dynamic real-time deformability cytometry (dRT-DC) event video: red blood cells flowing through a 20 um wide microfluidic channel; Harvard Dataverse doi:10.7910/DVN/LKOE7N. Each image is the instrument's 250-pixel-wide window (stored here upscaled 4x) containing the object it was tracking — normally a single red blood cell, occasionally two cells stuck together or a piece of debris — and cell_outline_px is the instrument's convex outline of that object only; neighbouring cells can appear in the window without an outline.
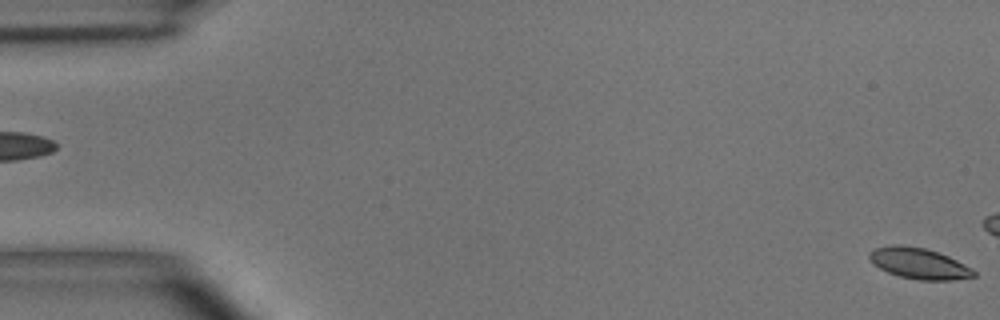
{"species": "common noctule bat (a hibernating species)", "species_latin": "Nyctalus noctula", "temperature_condition": "room temperature", "stored_images_in_passage": 10, "camera_frame_rate_fps": 3000, "um_per_image_px": 0.085, "animal": {"sex": "male", "body_mass_g": 15.6}, "frame": {"image": 1, "passage_image": 1, "time_ms": 0.0, "image_size_px": [1000, 320], "cell_outline_px": [[976, 276], [952, 280], [920, 280], [900, 276], [888, 272], [880, 268], [868, 256], [868, 252], [876, 248], [892, 244], [904, 244], [924, 248], [948, 256], [972, 268], [976, 272]], "centroid_in_image_um": [78.12, 22.38], "position_along_channel_um": 6.9, "area_um2": 18.67}}
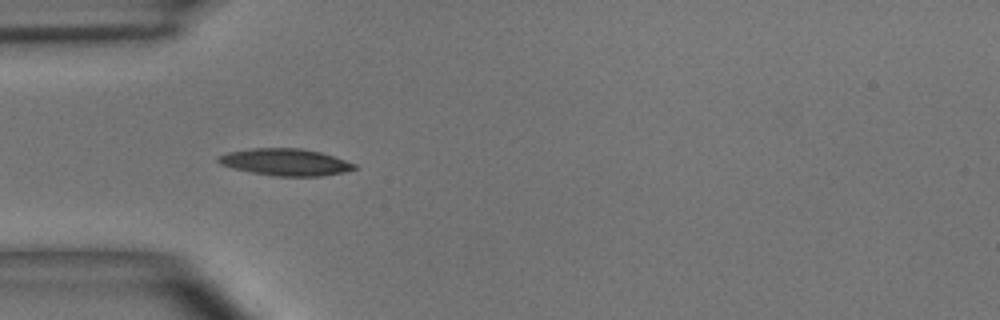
{"frame": {"image": 2, "passage_image": 6, "time_ms": 6.667, "image_size_px": [1000, 320], "cell_outline_px": [[356, 168], [344, 172], [320, 176], [276, 176], [252, 172], [232, 168], [220, 164], [216, 160], [216, 156], [228, 152], [252, 148], [300, 148], [320, 152], [356, 164]], "centroid_in_image_um": [24.21, 13.77], "position_along_channel_um": 60.8, "area_um2": 21.21}}
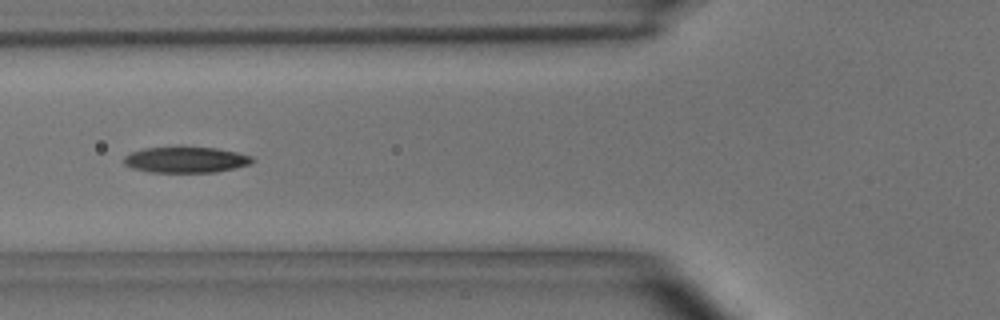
{"frame": {"image": 3, "passage_image": 7, "time_ms": 8.0, "image_size_px": [1000, 320], "cell_outline_px": [[256, 160], [248, 164], [216, 172], [148, 172], [132, 168], [124, 164], [124, 156], [132, 152], [144, 148], [180, 144], [216, 148], [236, 152], [252, 156]], "centroid_in_image_um": [15.75, 13.53], "position_along_channel_um": 110.0, "area_um2": 20.06}}